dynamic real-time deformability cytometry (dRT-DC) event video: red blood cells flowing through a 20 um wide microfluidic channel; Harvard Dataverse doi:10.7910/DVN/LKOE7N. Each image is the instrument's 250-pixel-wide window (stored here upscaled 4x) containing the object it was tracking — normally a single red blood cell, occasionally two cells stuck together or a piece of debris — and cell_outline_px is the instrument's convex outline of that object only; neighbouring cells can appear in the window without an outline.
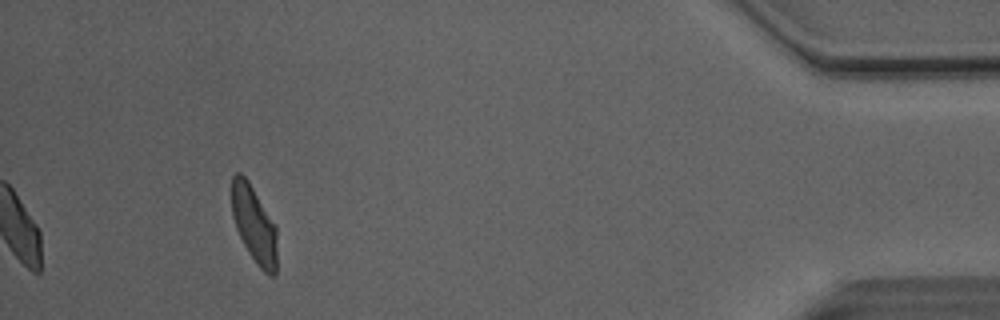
{"species": "Egyptian fruit bat (a non-hibernating species)", "species_latin": "Rousettus aegyptiacus", "temperature_condition": "room temperature", "stored_images_in_passage": 41, "camera_frame_rate_fps": 3000, "um_per_image_px": 0.085, "animal": {"sex": "male"}, "frame": {"image": 1, "passage_image": 41, "time_ms": 13.333, "image_size_px": [1000, 320], "cell_outline_px": [[276, 272], [272, 276], [268, 276], [256, 264], [248, 252], [236, 228], [232, 216], [232, 176], [236, 172], [240, 172], [248, 180], [276, 224]], "centroid_in_image_um": [21.6, 19.07], "position_along_channel_um": 413.6, "area_um2": 20.4}, "authors_computed_cell_mechanics": {"area_um2": 21.386, "velocity_mm_per_s": 4.0936, "shape_relaxation_time_tau1_ms": 5.3563, "shape_relaxation_time_tau2_ms": 1.645, "deformation_change_tau1": 0.1631, "deformation_change_tau2": 0.0825}}